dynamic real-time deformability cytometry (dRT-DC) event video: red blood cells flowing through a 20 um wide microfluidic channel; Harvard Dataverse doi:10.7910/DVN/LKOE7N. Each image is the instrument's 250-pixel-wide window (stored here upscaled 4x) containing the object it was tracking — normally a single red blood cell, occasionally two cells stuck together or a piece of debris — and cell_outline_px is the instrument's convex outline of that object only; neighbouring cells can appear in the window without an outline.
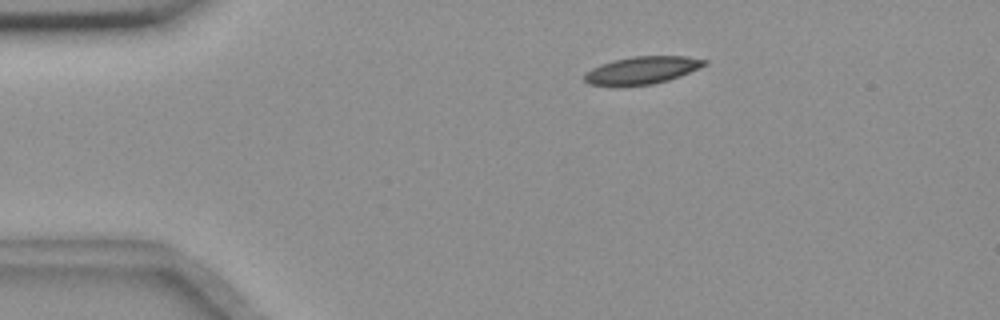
{"species": "common noctule bat (a hibernating species)", "species_latin": "Nyctalus noctula", "temperature_condition": "room temperature", "stored_images_in_passage": 6, "camera_frame_rate_fps": 3000, "um_per_image_px": 0.085, "animal": {"sex": "female", "body_mass_g": 18.4}, "frame": {"image": 1, "passage_image": 6, "time_ms": 6.0, "image_size_px": [1000, 320], "cell_outline_px": [[708, 64], [700, 68], [680, 76], [668, 80], [652, 84], [624, 88], [612, 88], [588, 84], [584, 80], [584, 76], [592, 68], [612, 60], [632, 56], [684, 56], [708, 60]], "centroid_in_image_um": [54.54, 6.01], "position_along_channel_um": 30.5, "area_um2": 19.88}}